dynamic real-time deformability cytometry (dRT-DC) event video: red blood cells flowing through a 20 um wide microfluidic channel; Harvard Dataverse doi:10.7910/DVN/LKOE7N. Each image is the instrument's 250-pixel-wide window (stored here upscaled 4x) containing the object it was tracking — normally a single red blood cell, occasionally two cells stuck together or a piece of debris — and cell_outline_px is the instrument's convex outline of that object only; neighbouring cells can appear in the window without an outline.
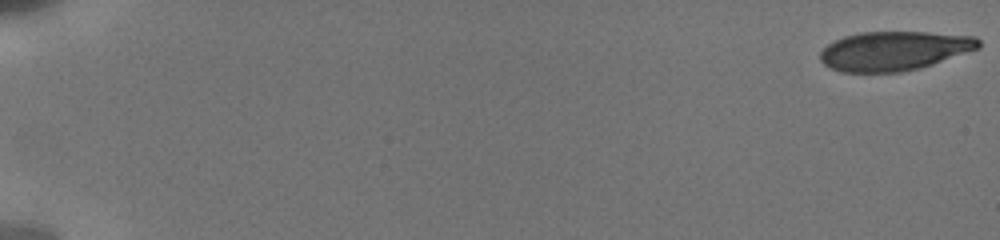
{"species": "human", "species_latin": "Homo sapiens", "temperature_condition": "cold", "stored_images_in_passage": 23, "camera_frame_rate_fps": 3000, "um_per_image_px": 0.085, "donor": {"sex": "male"}, "frame": {"image": 1, "passage_image": 1, "time_ms": 0.0, "image_size_px": [1000, 240], "cell_outline_px": [[980, 48], [920, 68], [900, 72], [840, 72], [824, 64], [820, 60], [820, 52], [828, 44], [844, 36], [860, 32], [928, 32], [976, 36], [980, 40]], "centroid_in_image_um": [76.01, 4.32], "position_along_channel_um": 9.0, "area_um2": 36.18}}
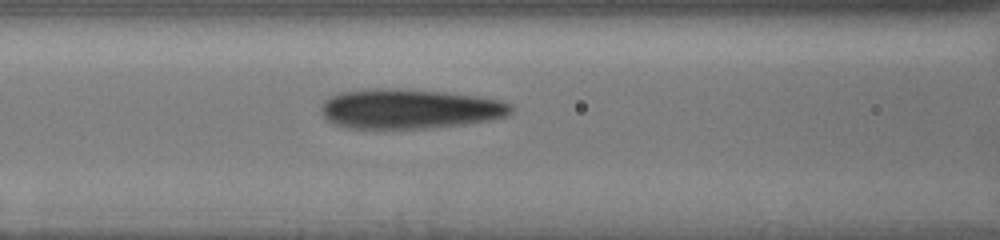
{"frame": {"image": 2, "passage_image": 17, "time_ms": 8.333, "image_size_px": [1000, 240], "cell_outline_px": [[512, 112], [508, 116], [492, 120], [464, 124], [432, 128], [348, 128], [332, 124], [324, 116], [320, 108], [320, 104], [324, 100], [340, 92], [376, 88], [396, 88], [444, 92], [480, 96], [500, 100], [512, 104]], "centroid_in_image_um": [34.83, 9.25], "position_along_channel_um": 131.8, "area_um2": 44.33}}
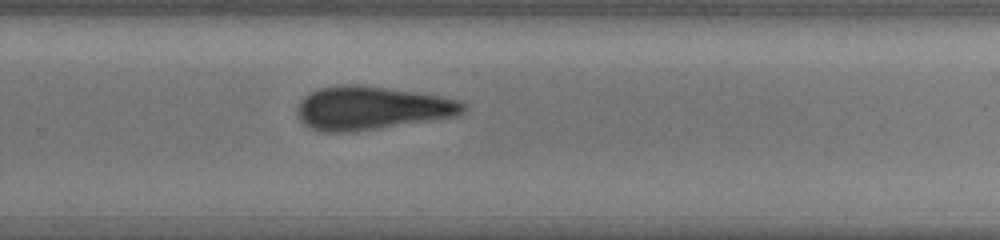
{"frame": {"image": 3, "passage_image": 23, "time_ms": 12.667, "image_size_px": [1000, 240], "cell_outline_px": [[464, 112], [456, 116], [380, 128], [348, 132], [324, 132], [312, 128], [304, 124], [300, 120], [296, 112], [296, 108], [300, 100], [304, 96], [320, 88], [344, 84], [352, 84], [416, 92], [440, 96], [460, 100], [464, 104]], "centroid_in_image_um": [31.55, 9.19], "position_along_channel_um": 298.3, "area_um2": 41.62}}